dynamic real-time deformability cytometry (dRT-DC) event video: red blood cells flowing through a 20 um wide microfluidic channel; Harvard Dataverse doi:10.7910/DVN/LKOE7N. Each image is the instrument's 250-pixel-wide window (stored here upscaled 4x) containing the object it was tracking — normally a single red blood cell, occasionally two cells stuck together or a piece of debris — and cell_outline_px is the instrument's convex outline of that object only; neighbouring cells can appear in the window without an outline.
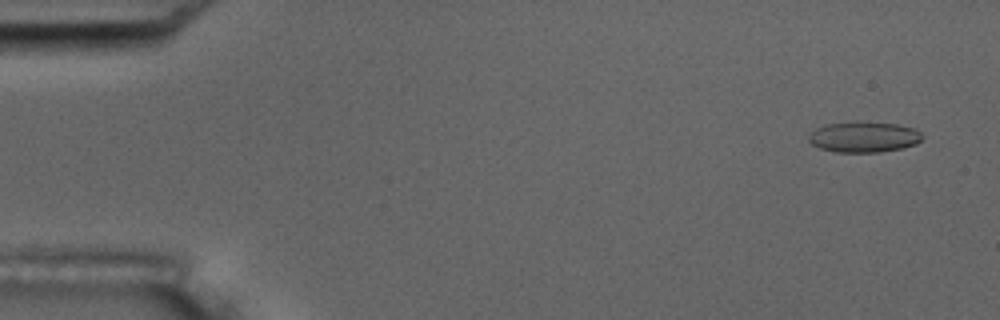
{"species": "common noctule bat (a hibernating species)", "species_latin": "Nyctalus noctula", "temperature_condition": "room temperature", "stored_images_in_passage": 4, "camera_frame_rate_fps": 3000, "um_per_image_px": 0.085, "animal": {"sex": "male", "body_mass_g": 17.5, "forearm_length_mm": 52.3}, "frame": {"image": 1, "passage_image": 1, "time_ms": 0.0, "image_size_px": [1000, 320], "cell_outline_px": [[924, 136], [916, 144], [904, 148], [880, 152], [836, 152], [820, 148], [812, 144], [808, 140], [808, 136], [816, 128], [824, 124], [856, 120], [860, 120], [896, 124], [916, 128]], "centroid_in_image_um": [73.44, 11.62], "position_along_channel_um": 11.6, "area_um2": 20.81}}